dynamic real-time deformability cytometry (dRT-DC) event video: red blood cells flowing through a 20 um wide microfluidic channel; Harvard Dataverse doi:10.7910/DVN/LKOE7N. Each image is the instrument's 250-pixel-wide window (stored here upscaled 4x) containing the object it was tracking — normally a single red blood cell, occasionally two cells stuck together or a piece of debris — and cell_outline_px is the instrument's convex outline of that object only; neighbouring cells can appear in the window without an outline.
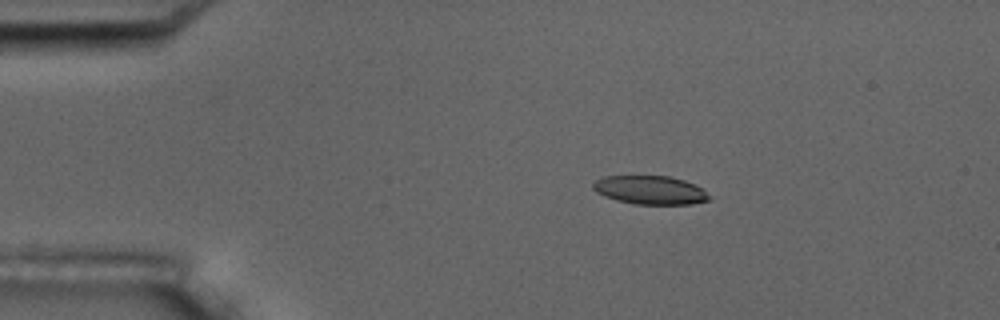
{"species": "common noctule bat (a hibernating species)", "species_latin": "Nyctalus noctula", "temperature_condition": "room temperature", "stored_images_in_passage": 4, "camera_frame_rate_fps": 3000, "um_per_image_px": 0.085, "animal": {"sex": "male", "body_mass_g": 17.5, "forearm_length_mm": 52.3}, "frame": {"image": 1, "passage_image": 2, "time_ms": 1.333, "image_size_px": [1000, 320], "cell_outline_px": [[712, 200], [692, 204], [636, 204], [616, 200], [604, 196], [596, 192], [592, 188], [592, 184], [596, 180], [604, 176], [668, 176], [684, 180], [700, 188], [712, 196]], "centroid_in_image_um": [55.27, 16.16], "position_along_channel_um": 29.7, "area_um2": 19.36}}